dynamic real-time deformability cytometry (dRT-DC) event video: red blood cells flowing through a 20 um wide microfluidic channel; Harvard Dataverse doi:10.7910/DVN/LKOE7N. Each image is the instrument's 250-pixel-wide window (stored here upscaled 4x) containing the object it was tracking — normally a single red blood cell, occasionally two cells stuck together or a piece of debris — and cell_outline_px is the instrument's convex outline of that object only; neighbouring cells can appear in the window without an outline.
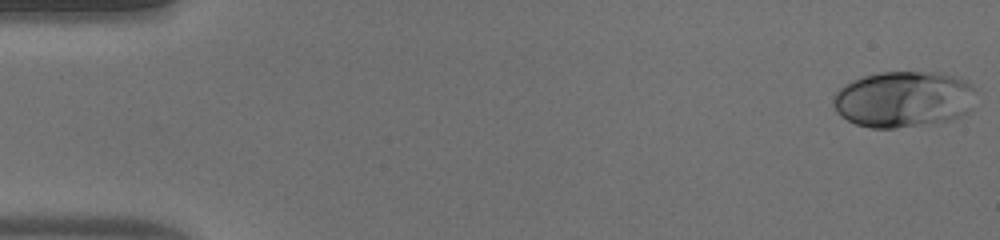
{"species": "human", "species_latin": "Homo sapiens", "temperature_condition": "warm", "stored_images_in_passage": 51, "camera_frame_rate_fps": 3000, "um_per_image_px": 0.085, "donor": {"sex": "male"}, "frame": {"image": 1, "passage_image": 1, "time_ms": 0.0, "image_size_px": [1000, 240], "cell_outline_px": [[976, 92], [972, 108], [968, 112], [952, 120], [936, 124], [896, 128], [872, 128], [856, 124], [840, 116], [836, 112], [832, 104], [832, 96], [844, 84], [860, 76], [880, 72], [940, 72], [960, 76], [968, 80], [976, 88]], "centroid_in_image_um": [76.84, 8.43], "position_along_channel_um": 8.2, "area_um2": 48.03}}
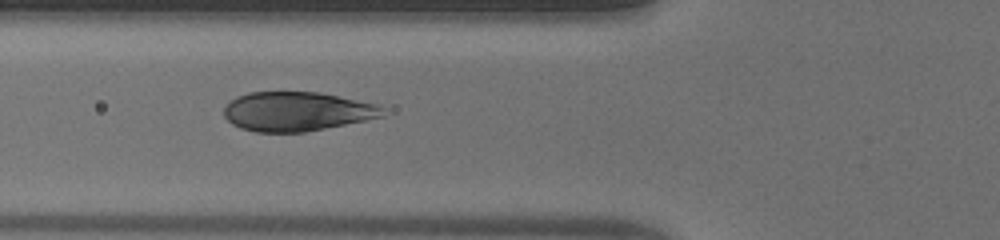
{"frame": {"image": 2, "passage_image": 19, "time_ms": 6.0, "image_size_px": [1000, 240], "cell_outline_px": [[384, 116], [304, 132], [256, 132], [240, 128], [232, 124], [224, 116], [224, 108], [228, 100], [236, 96], [248, 92], [320, 92], [376, 104], [384, 108]], "centroid_in_image_um": [25.17, 9.46], "position_along_channel_um": 100.6, "area_um2": 36.24}}
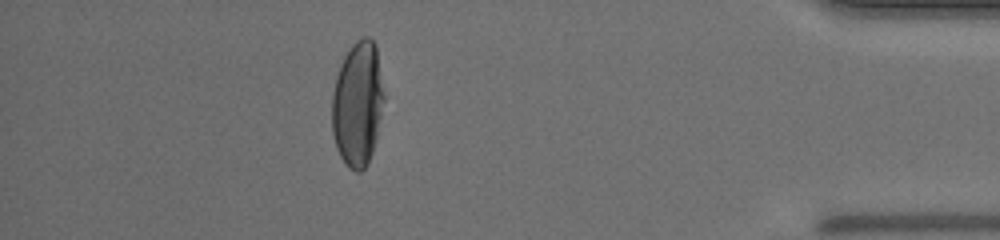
{"frame": {"image": 3, "passage_image": 45, "time_ms": 14.667, "image_size_px": [1000, 240], "cell_outline_px": [[384, 100], [376, 140], [368, 164], [360, 172], [356, 172], [348, 168], [344, 164], [336, 148], [332, 132], [332, 92], [336, 76], [340, 64], [348, 48], [356, 40], [364, 36], [368, 36], [376, 44], [384, 92]], "centroid_in_image_um": [30.39, 8.83], "position_along_channel_um": 404.8, "area_um2": 38.38}, "authors_computed_cell_mechanics": {"area_um2": 39.7086, "velocity_mm_per_s": 4.0243, "shape_relaxation_time_tau1_ms": 3.5101, "shape_relaxation_time_tau2_ms": null, "deformation_change_tau1": 0.2141, "deformation_change_tau2": null}}